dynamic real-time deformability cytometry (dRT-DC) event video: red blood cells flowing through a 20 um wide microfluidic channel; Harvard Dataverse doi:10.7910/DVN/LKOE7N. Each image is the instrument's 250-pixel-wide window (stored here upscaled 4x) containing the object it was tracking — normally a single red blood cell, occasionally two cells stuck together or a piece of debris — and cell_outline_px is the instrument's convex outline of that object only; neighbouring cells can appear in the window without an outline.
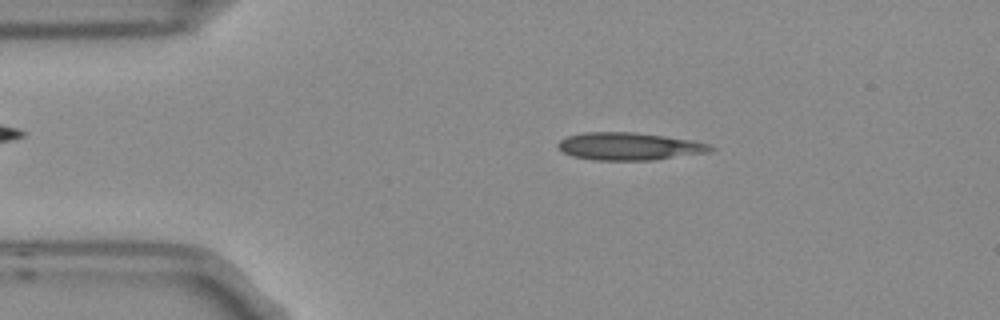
{"species": "Egyptian fruit bat (a non-hibernating species)", "species_latin": "Rousettus aegyptiacus", "temperature_condition": "room temperature", "stored_images_in_passage": 4, "camera_frame_rate_fps": 3000, "um_per_image_px": 0.085, "frame": {"image": 1, "passage_image": 3, "time_ms": 0.667, "image_size_px": [1000, 320], "cell_outline_px": [[716, 148], [708, 152], [652, 160], [592, 160], [572, 156], [556, 148], [556, 144], [560, 140], [568, 136], [584, 132], [636, 132], [692, 140], [708, 144]], "centroid_in_image_um": [53.43, 12.44], "position_along_channel_um": 31.6, "area_um2": 24.51}}